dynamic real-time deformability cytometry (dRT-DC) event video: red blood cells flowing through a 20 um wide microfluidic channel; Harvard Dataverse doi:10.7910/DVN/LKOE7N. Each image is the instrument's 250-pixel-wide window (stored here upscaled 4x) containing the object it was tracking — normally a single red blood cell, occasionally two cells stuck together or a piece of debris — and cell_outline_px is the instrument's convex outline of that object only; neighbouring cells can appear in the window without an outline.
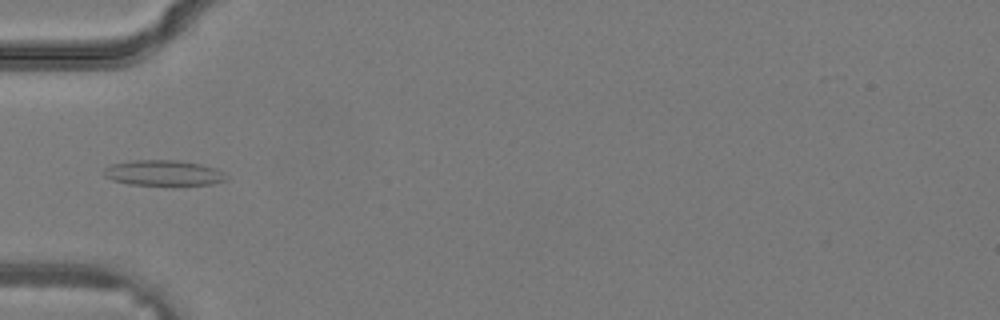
{"species": "common noctule bat (a hibernating species)", "species_latin": "Nyctalus noctula", "temperature_condition": "warm", "stored_images_in_passage": 28, "camera_frame_rate_fps": 3000, "um_per_image_px": 0.085, "animal": {"sex": "male", "body_mass_g": 19.2, "forearm_length_mm": 51.8}, "frame": {"image": 1, "passage_image": 5, "time_ms": 1.333, "image_size_px": [1000, 320], "cell_outline_px": [[228, 176], [224, 180], [212, 184], [128, 184], [112, 180], [104, 176], [104, 168], [112, 164], [132, 160], [176, 160], [200, 164], [216, 168]], "centroid_in_image_um": [13.86, 14.68], "position_along_channel_um": 71.1, "area_um2": 17.86}}
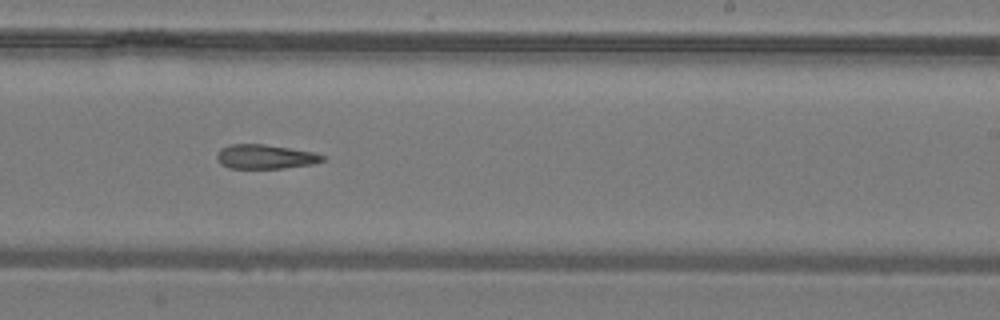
{"frame": {"image": 2, "passage_image": 15, "time_ms": 4.667, "image_size_px": [1000, 320], "cell_outline_px": [[328, 160], [312, 164], [284, 168], [228, 168], [220, 164], [216, 160], [216, 156], [220, 148], [228, 144], [264, 144], [312, 152], [328, 156]], "centroid_in_image_um": [22.55, 13.32], "position_along_channel_um": 266.5, "area_um2": 15.14}}
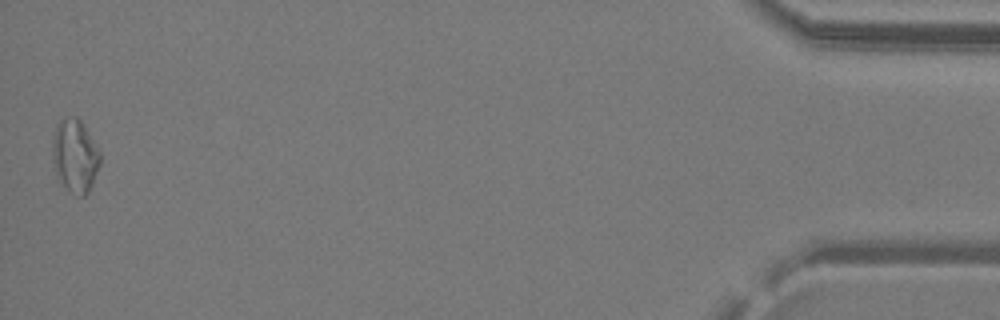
{"frame": {"image": 3, "passage_image": 28, "time_ms": 9.0, "image_size_px": [1000, 320], "cell_outline_px": [[100, 164], [92, 184], [88, 192], [84, 196], [76, 196], [60, 184], [56, 172], [52, 156], [52, 136], [56, 124], [64, 116], [76, 116], [84, 124], [100, 152]], "centroid_in_image_um": [6.35, 13.22], "position_along_channel_um": 428.8, "area_um2": 20.63}}